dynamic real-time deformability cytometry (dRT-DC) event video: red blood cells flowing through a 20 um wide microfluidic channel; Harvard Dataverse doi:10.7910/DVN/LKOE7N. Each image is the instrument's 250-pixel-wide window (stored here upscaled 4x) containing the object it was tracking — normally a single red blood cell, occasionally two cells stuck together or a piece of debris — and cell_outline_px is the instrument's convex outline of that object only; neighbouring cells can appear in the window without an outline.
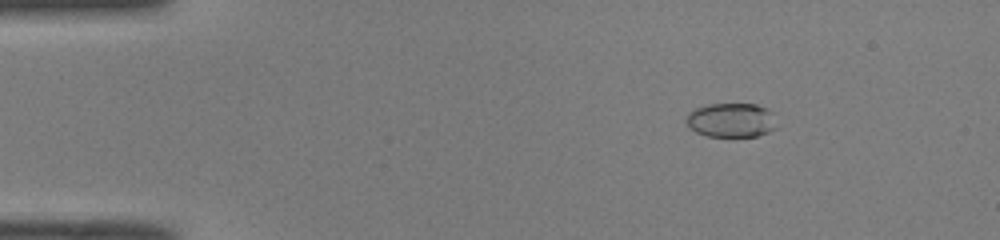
{"species": "common noctule bat (a hibernating species)", "species_latin": "Nyctalus noctula", "temperature_condition": "room temperature", "stored_images_in_passage": 44, "camera_frame_rate_fps": 3000, "um_per_image_px": 0.085, "animal": {"sex": "male", "body_mass_g": 19.0, "forearm_length_mm": 50.8}, "frame": {"image": 1, "passage_image": 1, "time_ms": 0.0, "image_size_px": [1000, 240], "cell_outline_px": [[776, 128], [768, 132], [756, 136], [708, 136], [696, 132], [688, 128], [684, 120], [688, 112], [696, 108], [708, 104], [756, 104], [768, 108], [772, 112]], "centroid_in_image_um": [62.11, 10.21], "position_along_channel_um": 22.9, "area_um2": 18.21}}
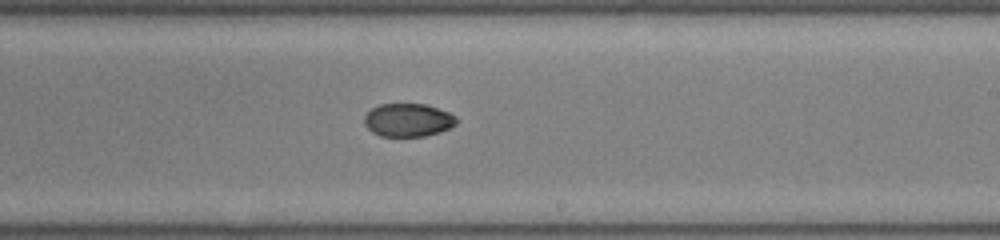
{"frame": {"image": 2, "passage_image": 24, "time_ms": 7.667, "image_size_px": [1000, 240], "cell_outline_px": [[456, 124], [440, 132], [424, 136], [380, 136], [372, 132], [364, 124], [364, 116], [372, 108], [380, 104], [424, 104], [448, 112], [456, 116]], "centroid_in_image_um": [34.66, 10.21], "position_along_channel_um": 254.3, "area_um2": 17.69}}
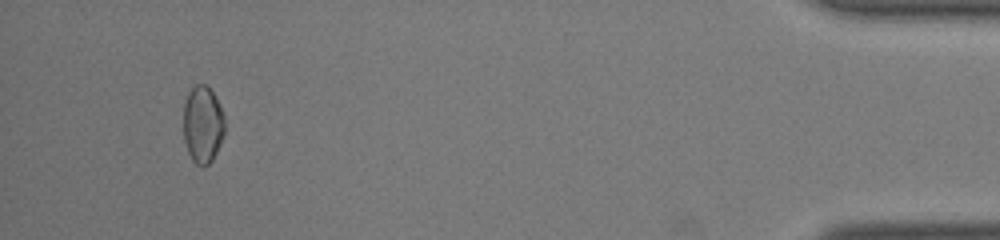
{"frame": {"image": 3, "passage_image": 41, "time_ms": 13.333, "image_size_px": [1000, 240], "cell_outline_px": [[224, 136], [212, 160], [208, 164], [200, 168], [192, 160], [188, 152], [184, 140], [184, 104], [188, 92], [196, 84], [204, 84], [212, 92], [220, 104], [224, 116]], "centroid_in_image_um": [17.23, 10.6], "position_along_channel_um": 418.0, "area_um2": 18.61}, "authors_computed_cell_mechanics": {"area_um2": 18.3515, "velocity_mm_per_s": 4.1008, "shape_relaxation_time_tau1_ms": 6.3983, "shape_relaxation_time_tau2_ms": 2.306, "deformation_change_tau1": 0.1595, "deformation_change_tau2": 0.0328}}